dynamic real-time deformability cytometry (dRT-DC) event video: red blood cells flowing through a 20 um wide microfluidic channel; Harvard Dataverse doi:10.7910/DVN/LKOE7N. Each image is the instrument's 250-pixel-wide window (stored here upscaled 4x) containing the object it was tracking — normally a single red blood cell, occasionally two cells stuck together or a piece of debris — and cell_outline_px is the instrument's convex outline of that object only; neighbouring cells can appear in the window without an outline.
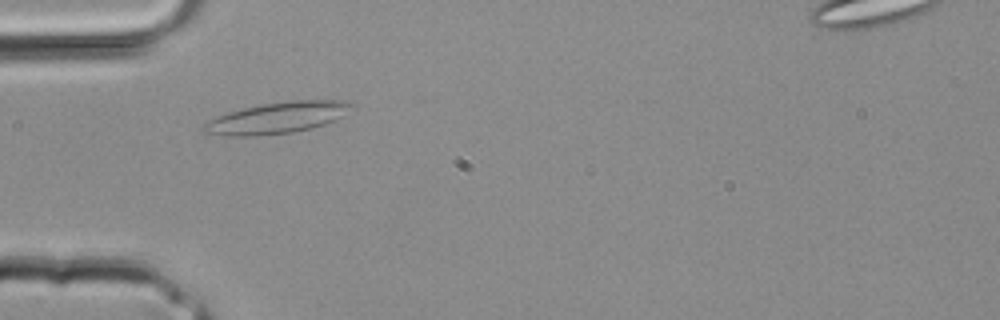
{"species": "common noctule bat (a hibernating species)", "species_latin": "Nyctalus noctula", "temperature_condition": "room temperature", "stored_images_in_passage": 1, "camera_frame_rate_fps": 3000, "um_per_image_px": 0.085, "animal": {"sex": "male", "body_mass_g": 20.4}, "frame": {"image": 1, "passage_image": 1, "time_ms": 0.0, "image_size_px": [1000, 320], "cell_outline_px": [[356, 104], [344, 116], [324, 124], [312, 128], [292, 132], [260, 136], [228, 136], [200, 132], [200, 124], [216, 116], [228, 112], [244, 108], [264, 104], [288, 100], [352, 100]], "centroid_in_image_um": [23.55, 10.01], "position_along_channel_um": 61.4, "area_um2": 27.46}}